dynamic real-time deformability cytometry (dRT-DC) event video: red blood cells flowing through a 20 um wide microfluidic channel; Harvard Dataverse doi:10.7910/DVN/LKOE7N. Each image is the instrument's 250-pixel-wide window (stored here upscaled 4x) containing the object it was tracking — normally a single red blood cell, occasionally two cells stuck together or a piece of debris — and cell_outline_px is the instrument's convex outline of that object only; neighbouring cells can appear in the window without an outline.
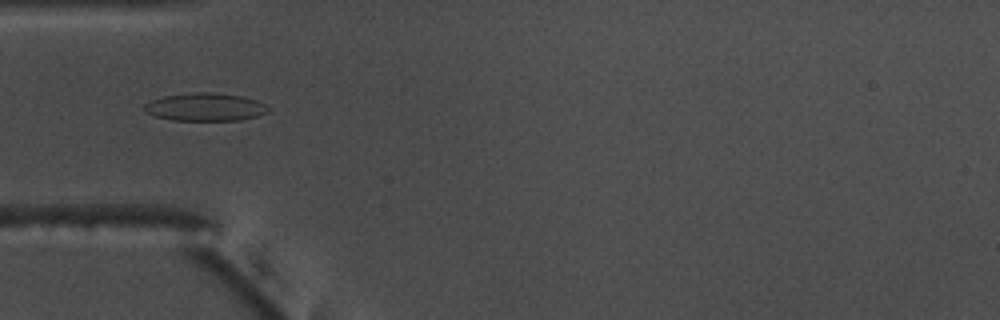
{"species": "common noctule bat (a hibernating species)", "species_latin": "Nyctalus noctula", "temperature_condition": "warm", "stored_images_in_passage": 53, "camera_frame_rate_fps": 3000, "um_per_image_px": 0.085, "animal": {"sex": "male", "body_mass_g": 17.5, "forearm_length_mm": 52.3}, "frame": {"image": 1, "passage_image": 16, "time_ms": 5.0, "image_size_px": [1000, 320], "cell_outline_px": [[268, 112], [256, 116], [240, 120], [172, 120], [156, 116], [144, 112], [140, 108], [144, 104], [152, 100], [164, 96], [196, 92], [212, 92], [240, 96], [256, 100], [264, 104], [268, 108]], "centroid_in_image_um": [17.39, 9.1], "position_along_channel_um": 67.6, "area_um2": 20.06}, "authors_computed_cell_mechanics": {"area_um2": 19.5942, "velocity_mm_per_s": 3.7374, "shape_relaxation_time_tau1_ms": 4.6166, "shape_relaxation_time_tau2_ms": 2.2915, "deformation_change_tau1": 0.1673, "deformation_change_tau2": 0.0935}}